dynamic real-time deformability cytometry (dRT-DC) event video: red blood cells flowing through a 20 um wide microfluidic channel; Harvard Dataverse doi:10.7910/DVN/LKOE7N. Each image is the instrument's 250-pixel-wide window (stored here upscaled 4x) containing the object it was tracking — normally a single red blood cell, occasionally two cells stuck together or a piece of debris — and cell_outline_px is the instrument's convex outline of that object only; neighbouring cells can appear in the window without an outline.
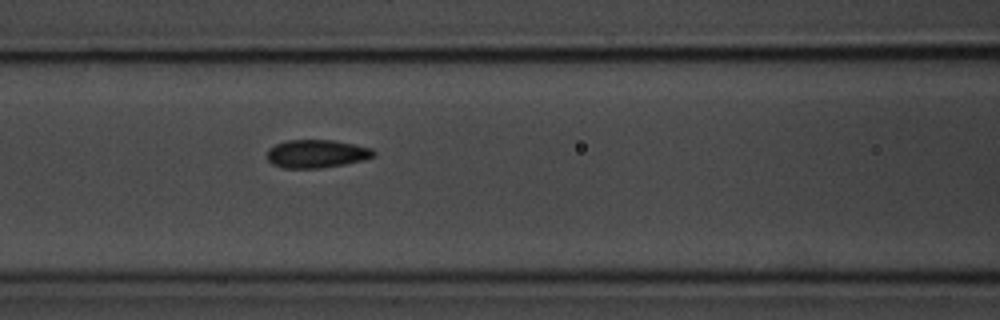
{"species": "common noctule bat (a hibernating species)", "species_latin": "Nyctalus noctula", "temperature_condition": "room temperature", "stored_images_in_passage": 4, "segment_of_instrument_passage": [1, 2], "camera_frame_rate_fps": 3000, "um_per_image_px": 0.085, "animal": {"sex": "male", "body_mass_g": 20.1, "forearm_length_mm": 53.5}, "frame": {"image": 1, "passage_image": 3, "time_ms": 3.333, "image_size_px": [1000, 320], "cell_outline_px": [[376, 156], [364, 160], [344, 164], [320, 168], [284, 168], [272, 164], [268, 160], [268, 148], [276, 144], [288, 140], [332, 140], [372, 148], [376, 152]], "centroid_in_image_um": [26.93, 13.07], "position_along_channel_um": 139.7, "area_um2": 17.46}}